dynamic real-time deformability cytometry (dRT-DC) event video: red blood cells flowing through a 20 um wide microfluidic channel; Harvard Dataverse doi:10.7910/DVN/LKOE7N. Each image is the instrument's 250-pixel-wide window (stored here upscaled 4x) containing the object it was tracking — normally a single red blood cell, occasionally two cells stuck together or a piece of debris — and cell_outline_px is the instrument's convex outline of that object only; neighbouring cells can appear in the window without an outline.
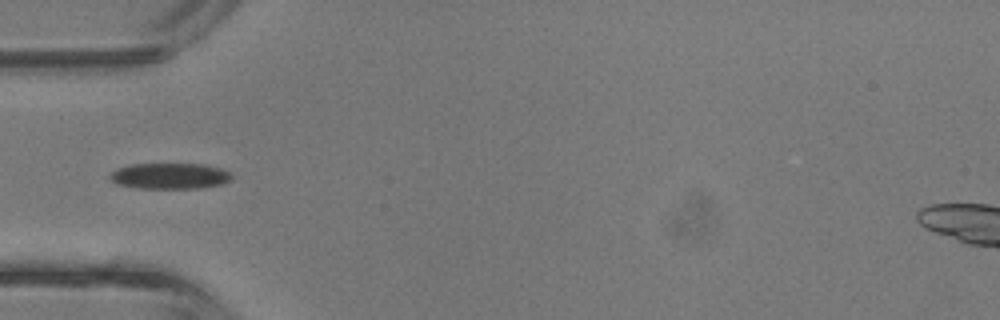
{"species": "common noctule bat (a hibernating species)", "species_latin": "Nyctalus noctula", "temperature_condition": "room temperature", "stored_images_in_passage": 29, "camera_frame_rate_fps": 3000, "um_per_image_px": 0.085, "animal": {"sex": "male", "body_mass_g": 13.3}, "frame": {"image": 1, "passage_image": 2, "time_ms": 0.333, "image_size_px": [1000, 320], "cell_outline_px": [[232, 176], [228, 180], [220, 184], [200, 188], [136, 188], [116, 184], [108, 176], [112, 172], [120, 168], [132, 164], [204, 164], [220, 168], [228, 172]], "centroid_in_image_um": [14.4, 14.96], "position_along_channel_um": 70.6, "area_um2": 18.15}}
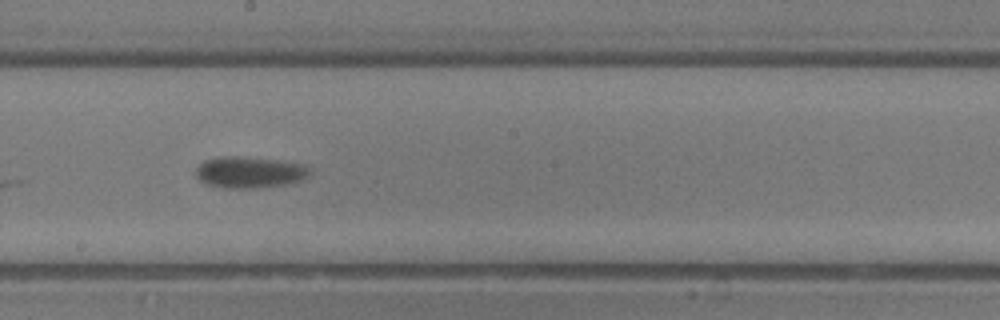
{"frame": {"image": 2, "passage_image": 12, "time_ms": 3.667, "image_size_px": [1000, 320], "cell_outline_px": [[312, 172], [308, 176], [300, 180], [288, 184], [256, 188], [224, 188], [208, 184], [200, 180], [196, 176], [196, 168], [204, 160], [224, 156], [236, 156], [280, 160], [304, 164]], "centroid_in_image_um": [21.23, 14.64], "position_along_channel_um": 227.0, "area_um2": 20.87}}
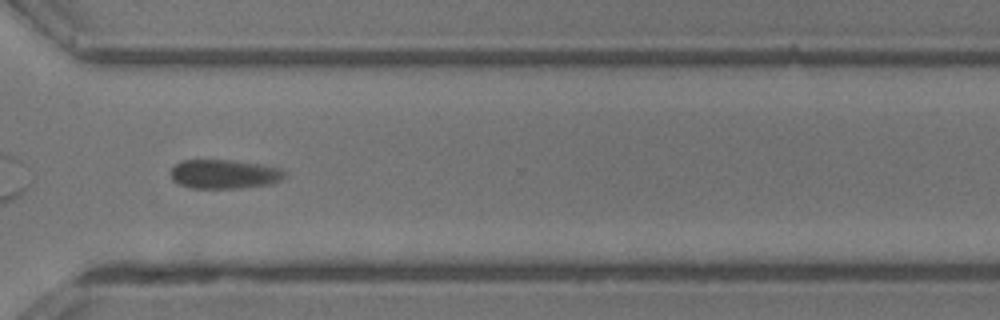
{"frame": {"image": 3, "passage_image": 20, "time_ms": 6.333, "image_size_px": [1000, 320], "cell_outline_px": [[284, 176], [280, 180], [272, 184], [240, 188], [192, 188], [180, 184], [172, 180], [172, 168], [176, 164], [184, 160], [228, 160], [260, 164], [280, 168], [284, 172]], "centroid_in_image_um": [19.07, 14.8], "position_along_channel_um": 351.5, "area_um2": 19.13}, "authors_computed_cell_mechanics": {"area_um2": 19.8832, "velocity_mm_per_s": 4.6831, "shape_relaxation_time_tau1_ms": null, "shape_relaxation_time_tau2_ms": 6.8699, "deformation_change_tau1": null, "deformation_change_tau2": 0.0731}}